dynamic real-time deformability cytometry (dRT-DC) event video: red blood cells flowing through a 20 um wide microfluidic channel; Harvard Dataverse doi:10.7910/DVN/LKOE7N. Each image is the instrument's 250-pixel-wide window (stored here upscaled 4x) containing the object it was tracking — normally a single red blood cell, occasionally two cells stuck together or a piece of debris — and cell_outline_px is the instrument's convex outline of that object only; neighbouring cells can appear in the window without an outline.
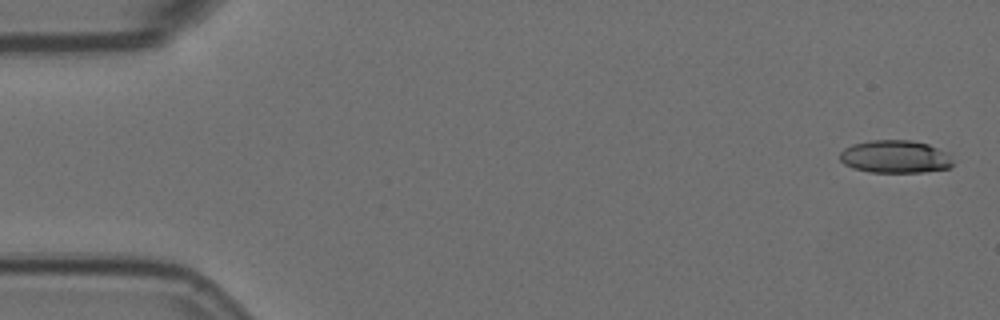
{"species": "Egyptian fruit bat (a non-hibernating species)", "species_latin": "Rousettus aegyptiacus", "temperature_condition": "room temperature", "stored_images_in_passage": 5, "camera_frame_rate_fps": 3000, "um_per_image_px": 0.085, "animal": {"sex": "female"}, "frame": {"image": 1, "passage_image": 1, "time_ms": 0.0, "image_size_px": [1000, 320], "cell_outline_px": [[952, 164], [948, 168], [924, 172], [868, 172], [852, 168], [844, 164], [840, 160], [840, 152], [844, 148], [852, 144], [868, 140], [912, 140], [928, 144], [948, 152], [952, 160]], "centroid_in_image_um": [76.07, 13.31], "position_along_channel_um": 8.9, "area_um2": 21.79}}
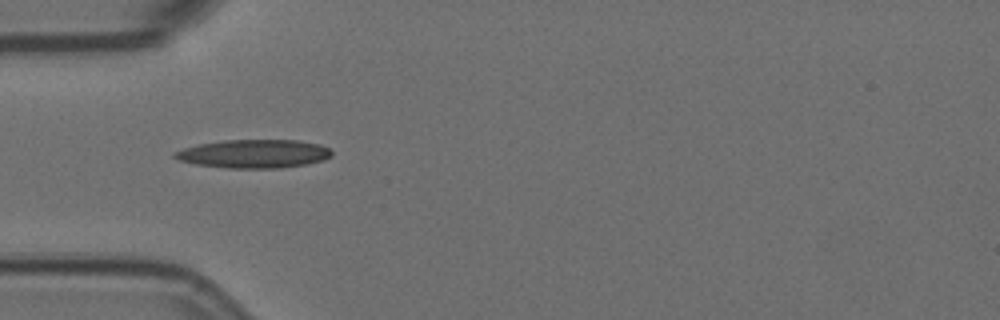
{"frame": {"image": 2, "passage_image": 5, "time_ms": 1.333, "image_size_px": [1000, 320], "cell_outline_px": [[332, 156], [324, 160], [308, 164], [280, 168], [228, 168], [196, 164], [180, 160], [172, 156], [172, 152], [184, 148], [200, 144], [224, 140], [296, 140], [320, 144], [328, 148], [332, 152]], "centroid_in_image_um": [21.6, 13.07], "position_along_channel_um": 63.4, "area_um2": 26.07}}